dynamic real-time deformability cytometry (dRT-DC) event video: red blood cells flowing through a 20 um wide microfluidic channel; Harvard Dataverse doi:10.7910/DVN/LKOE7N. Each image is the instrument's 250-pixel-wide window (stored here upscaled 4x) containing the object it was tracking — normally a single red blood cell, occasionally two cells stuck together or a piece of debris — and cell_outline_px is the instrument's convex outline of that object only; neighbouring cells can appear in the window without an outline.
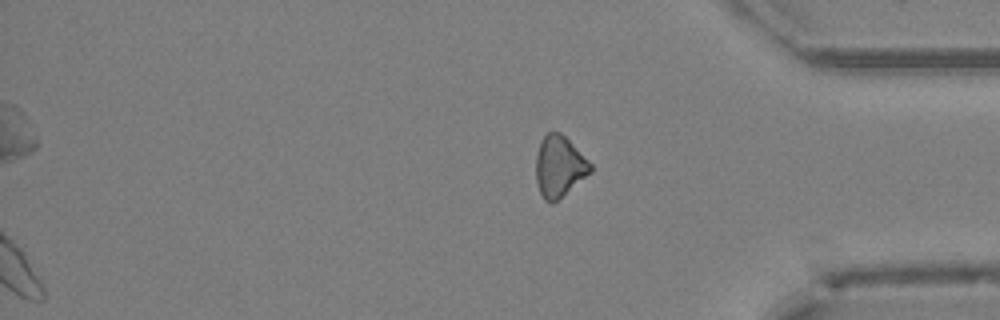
{"species": "Egyptian fruit bat (a non-hibernating species)", "species_latin": "Rousettus aegyptiacus", "temperature_condition": "cold", "stored_images_in_passage": 33, "camera_frame_rate_fps": 3000, "um_per_image_px": 0.085, "animal": {"sex": "female"}, "frame": {"image": 1, "passage_image": 33, "time_ms": 10.667, "image_size_px": [1000, 320], "cell_outline_px": [[592, 172], [552, 204], [544, 200], [540, 192], [536, 180], [536, 156], [540, 144], [544, 136], [548, 132], [560, 132], [592, 164]], "centroid_in_image_um": [47.53, 14.17], "position_along_channel_um": 387.7, "area_um2": 19.13}}